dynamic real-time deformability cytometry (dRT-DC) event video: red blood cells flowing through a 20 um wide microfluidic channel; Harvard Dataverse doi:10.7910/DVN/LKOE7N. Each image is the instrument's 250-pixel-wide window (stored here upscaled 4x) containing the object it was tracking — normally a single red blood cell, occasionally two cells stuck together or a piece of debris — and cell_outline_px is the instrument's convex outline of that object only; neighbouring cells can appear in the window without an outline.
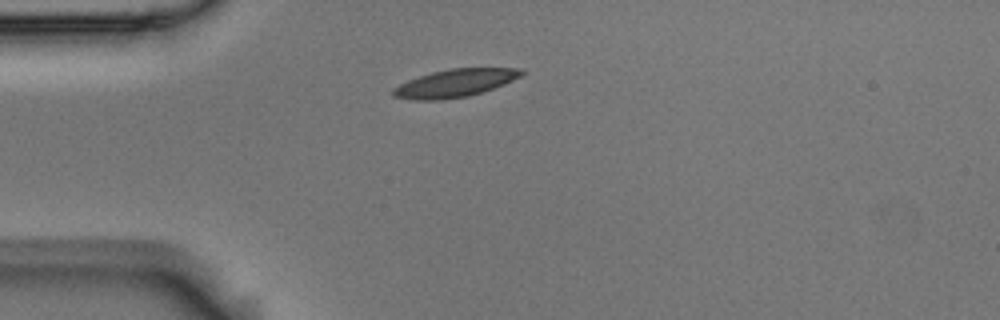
{"species": "Egyptian fruit bat (a non-hibernating species)", "species_latin": "Rousettus aegyptiacus", "temperature_condition": "room temperature", "stored_images_in_passage": 1, "camera_frame_rate_fps": 3000, "um_per_image_px": 0.085, "animal": {"sex": "male"}, "frame": {"image": 1, "passage_image": 1, "time_ms": 0.0, "image_size_px": [1000, 320], "cell_outline_px": [[528, 72], [504, 84], [468, 96], [440, 100], [412, 100], [392, 96], [392, 88], [408, 80], [432, 72], [452, 68], [524, 68]], "centroid_in_image_um": [38.68, 7.06], "position_along_channel_um": 46.3, "area_um2": 20.75}}